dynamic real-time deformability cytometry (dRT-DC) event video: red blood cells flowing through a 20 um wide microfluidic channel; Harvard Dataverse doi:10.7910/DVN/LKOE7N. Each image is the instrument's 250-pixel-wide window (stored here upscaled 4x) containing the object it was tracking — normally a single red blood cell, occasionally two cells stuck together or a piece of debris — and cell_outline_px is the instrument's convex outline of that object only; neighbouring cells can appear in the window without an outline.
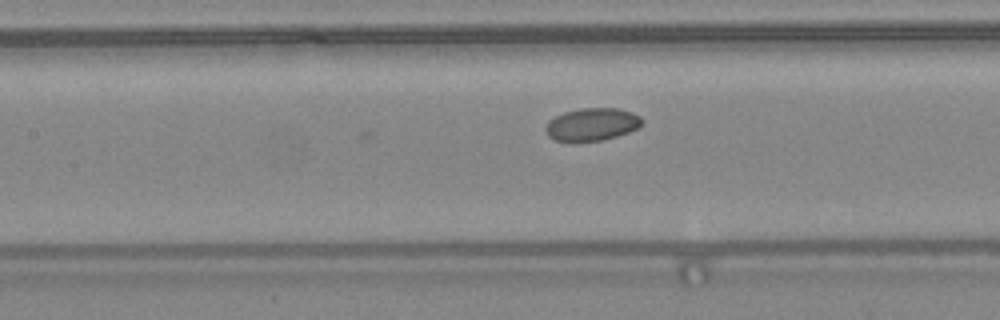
{"species": "common noctule bat (a hibernating species)", "species_latin": "Nyctalus noctula", "temperature_condition": "warm", "stored_images_in_passage": 7, "camera_frame_rate_fps": 3000, "um_per_image_px": 0.085, "animal": {"sex": "female", "body_mass_g": 24.6, "forearm_length_mm": 56.2}, "frame": {"image": 1, "passage_image": 7, "time_ms": 2.0, "image_size_px": [1000, 320], "cell_outline_px": [[644, 120], [640, 128], [604, 140], [556, 140], [548, 136], [544, 128], [548, 120], [564, 112], [580, 108], [616, 108], [632, 112], [640, 116]], "centroid_in_image_um": [50.35, 10.55], "position_along_channel_um": 157.1, "area_um2": 18.26}}